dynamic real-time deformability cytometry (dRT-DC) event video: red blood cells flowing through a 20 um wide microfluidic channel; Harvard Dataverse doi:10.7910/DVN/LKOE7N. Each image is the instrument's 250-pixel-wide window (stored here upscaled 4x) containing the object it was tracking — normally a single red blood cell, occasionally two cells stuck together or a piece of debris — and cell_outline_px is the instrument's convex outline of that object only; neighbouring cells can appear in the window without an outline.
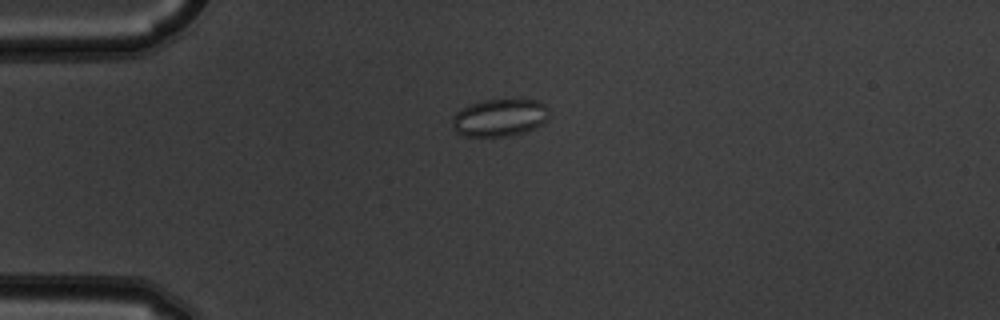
{"species": "common noctule bat (a hibernating species)", "species_latin": "Nyctalus noctula", "temperature_condition": "warm", "stored_images_in_passage": 6, "camera_frame_rate_fps": 3000, "um_per_image_px": 0.085, "animal": {"sex": "male", "body_mass_g": 19.5, "forearm_length_mm": 54.6}, "frame": {"image": 1, "passage_image": 5, "time_ms": 1.333, "image_size_px": [1000, 320], "cell_outline_px": [[548, 116], [540, 124], [524, 132], [508, 136], [464, 136], [456, 132], [452, 128], [452, 116], [460, 108], [468, 104], [484, 100], [540, 100], [548, 108]], "centroid_in_image_um": [42.4, 9.99], "position_along_channel_um": 42.6, "area_um2": 21.1}}